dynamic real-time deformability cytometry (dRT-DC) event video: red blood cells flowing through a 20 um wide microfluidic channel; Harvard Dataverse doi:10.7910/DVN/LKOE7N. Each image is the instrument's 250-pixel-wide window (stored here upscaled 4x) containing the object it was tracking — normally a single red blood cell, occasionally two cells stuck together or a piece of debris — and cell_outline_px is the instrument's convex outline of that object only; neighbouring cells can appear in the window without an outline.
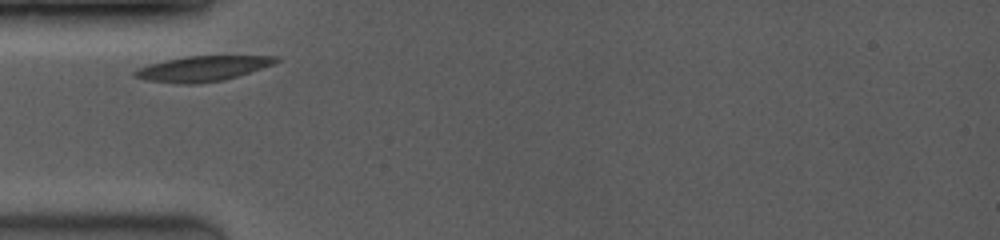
{"species": "common noctule bat (a hibernating species)", "species_latin": "Nyctalus noctula", "temperature_condition": "room temperature", "stored_images_in_passage": 9, "camera_frame_rate_fps": 3500, "um_per_image_px": 0.085, "animal": {"sex": "female", "body_mass_g": 19.0, "forearm_length_mm": 53.3}, "frame": {"image": 1, "passage_image": 1, "time_ms": 0.0, "image_size_px": [1000, 240], "cell_outline_px": [[280, 60], [272, 64], [224, 80], [200, 84], [180, 84], [148, 80], [132, 76], [132, 72], [136, 68], [148, 64], [164, 60], [184, 56], [280, 56]], "centroid_in_image_um": [17.14, 5.83], "position_along_channel_um": 67.9, "area_um2": 20.75}}
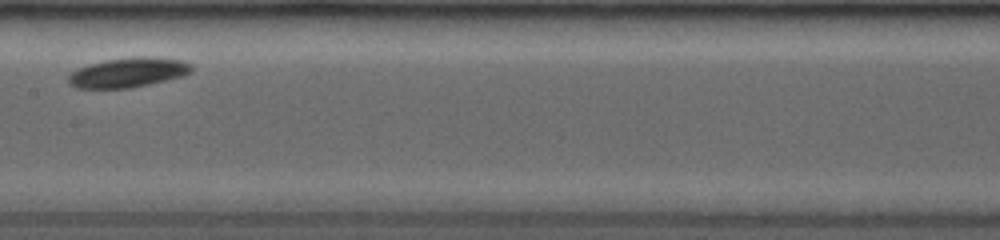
{"frame": {"image": 2, "passage_image": 4, "time_ms": 3.429, "image_size_px": [1000, 240], "cell_outline_px": [[192, 72], [184, 76], [132, 88], [76, 88], [68, 84], [68, 76], [76, 68], [88, 64], [104, 60], [136, 56], [148, 56], [184, 60], [192, 64]], "centroid_in_image_um": [10.9, 6.15], "position_along_channel_um": 196.5, "area_um2": 21.68}}
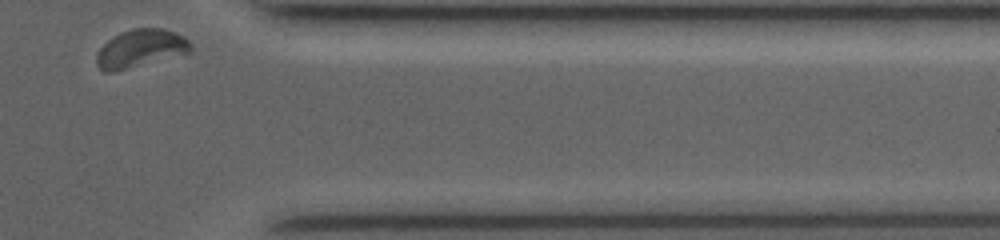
{"frame": {"image": 3, "passage_image": 9, "time_ms": 8.857, "image_size_px": [1000, 240], "cell_outline_px": [[192, 52], [116, 72], [104, 72], [96, 64], [96, 52], [112, 36], [120, 32], [132, 28], [164, 28], [176, 32], [184, 36], [192, 44]], "centroid_in_image_um": [11.95, 4.12], "position_along_channel_um": 399.5, "area_um2": 21.21}}